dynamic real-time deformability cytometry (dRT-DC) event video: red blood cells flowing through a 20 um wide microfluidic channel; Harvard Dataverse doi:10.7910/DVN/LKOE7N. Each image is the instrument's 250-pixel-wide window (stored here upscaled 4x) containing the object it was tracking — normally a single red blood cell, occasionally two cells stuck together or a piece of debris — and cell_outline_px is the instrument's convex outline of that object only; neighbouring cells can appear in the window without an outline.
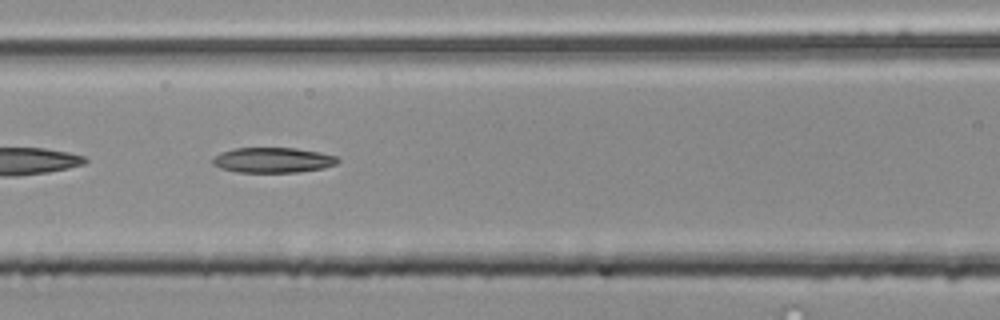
{"species": "common noctule bat (a hibernating species)", "species_latin": "Nyctalus noctula", "temperature_condition": "room temperature", "stored_images_in_passage": 39, "segment_of_instrument_passage": [2, 2], "camera_frame_rate_fps": 3000, "um_per_image_px": 0.085, "animal": {"sex": "male", "body_mass_g": 20.4}, "frame": {"image": 1, "passage_image": 24, "time_ms": 7.667, "image_size_px": [1000, 320], "cell_outline_px": [[340, 160], [336, 164], [324, 168], [300, 172], [236, 172], [220, 168], [212, 164], [212, 156], [220, 152], [232, 148], [296, 148], [320, 152], [336, 156]], "centroid_in_image_um": [23.16, 13.6], "position_along_channel_um": 143.4, "area_um2": 18.61}}
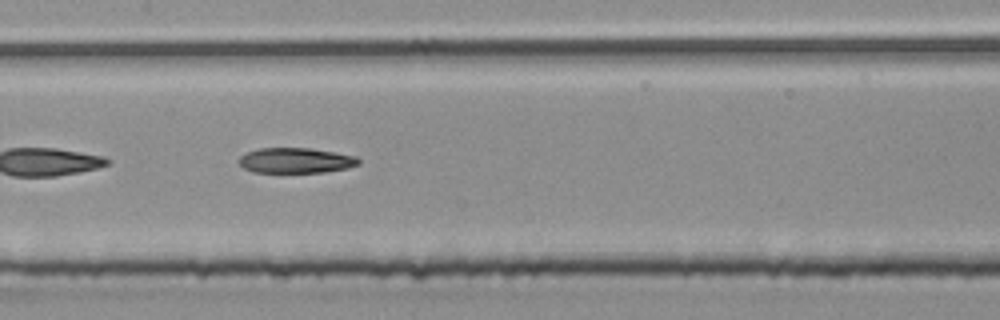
{"frame": {"image": 2, "passage_image": 27, "time_ms": 8.667, "image_size_px": [1000, 320], "cell_outline_px": [[360, 164], [348, 168], [324, 172], [252, 172], [244, 168], [236, 160], [244, 152], [260, 148], [312, 148], [356, 156], [360, 160]], "centroid_in_image_um": [25.11, 13.63], "position_along_channel_um": 182.3, "area_um2": 17.8}}
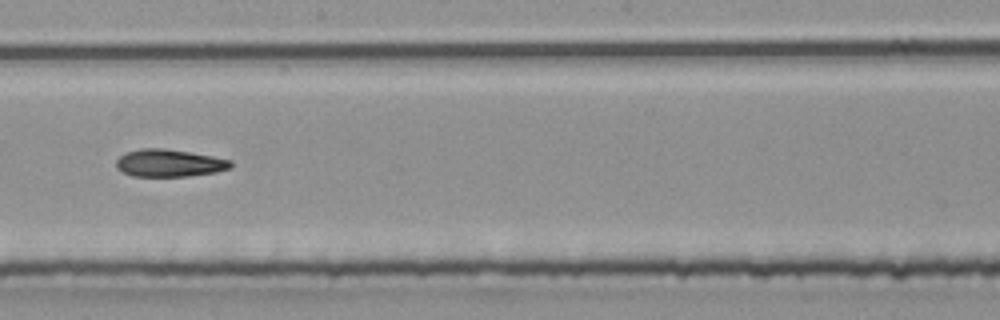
{"frame": {"image": 3, "passage_image": 31, "time_ms": 10.0, "image_size_px": [1000, 320], "cell_outline_px": [[232, 168], [216, 172], [188, 176], [132, 176], [116, 168], [116, 160], [124, 152], [140, 148], [164, 148], [212, 156], [232, 160]], "centroid_in_image_um": [14.38, 13.85], "position_along_channel_um": 233.8, "area_um2": 18.38}}